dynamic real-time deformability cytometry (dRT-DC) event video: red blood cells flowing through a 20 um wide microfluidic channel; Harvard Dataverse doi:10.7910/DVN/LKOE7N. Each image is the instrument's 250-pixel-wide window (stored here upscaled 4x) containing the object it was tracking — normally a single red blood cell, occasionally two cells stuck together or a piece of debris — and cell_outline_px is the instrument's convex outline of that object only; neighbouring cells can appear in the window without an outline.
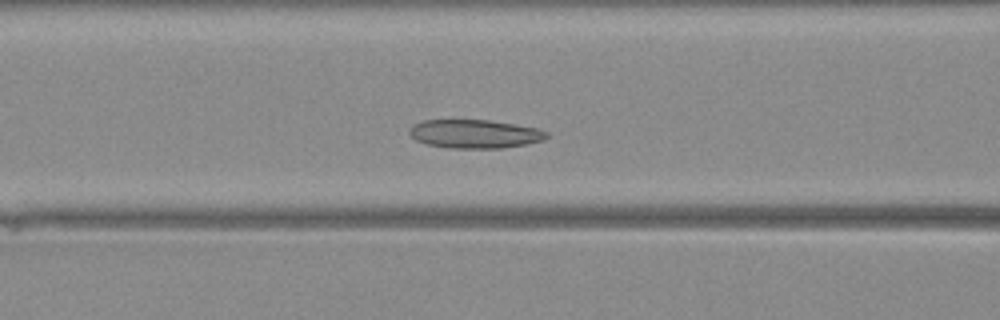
{"species": "Egyptian fruit bat (a non-hibernating species)", "species_latin": "Rousettus aegyptiacus", "temperature_condition": "warm", "stored_images_in_passage": 37, "camera_frame_rate_fps": 3000, "um_per_image_px": 0.085, "animal": {"sex": "female"}, "frame": {"image": 1, "passage_image": 11, "time_ms": 3.333, "image_size_px": [1000, 320], "cell_outline_px": [[548, 136], [544, 140], [528, 144], [500, 148], [448, 148], [424, 144], [416, 140], [408, 132], [412, 124], [424, 120], [488, 120], [536, 128], [548, 132]], "centroid_in_image_um": [40.32, 11.39], "position_along_channel_um": 126.3, "area_um2": 22.89}}
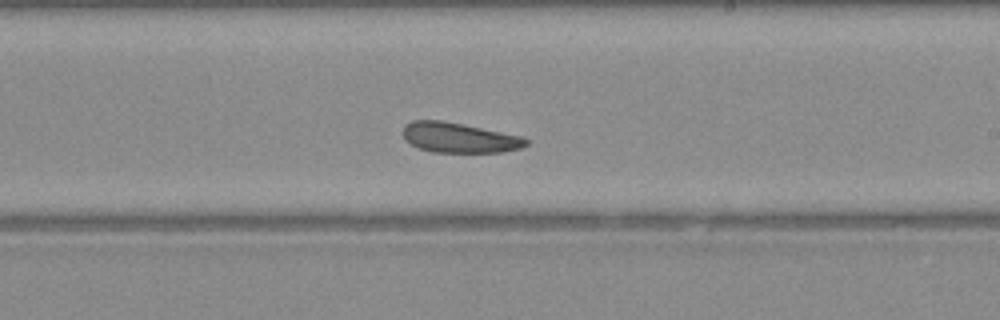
{"frame": {"image": 2, "passage_image": 19, "time_ms": 6.0, "image_size_px": [1000, 320], "cell_outline_px": [[528, 144], [520, 148], [500, 152], [432, 152], [420, 148], [404, 140], [404, 124], [412, 120], [444, 120], [524, 136], [528, 140]], "centroid_in_image_um": [39.04, 11.69], "position_along_channel_um": 250.0, "area_um2": 21.68}}
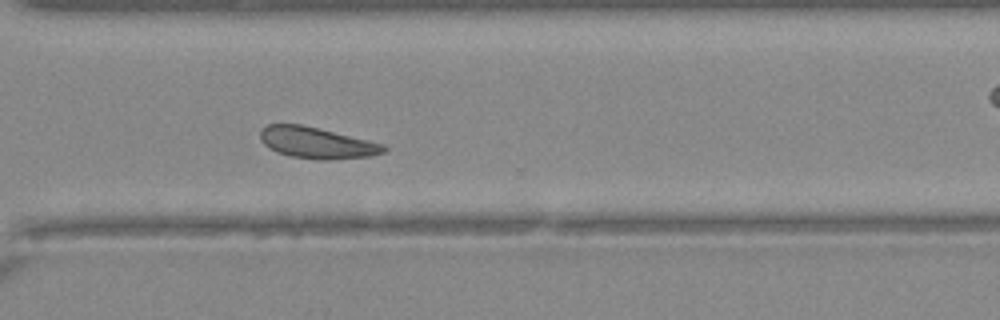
{"frame": {"image": 3, "passage_image": 25, "time_ms": 8.0, "image_size_px": [1000, 320], "cell_outline_px": [[388, 148], [384, 152], [372, 156], [328, 160], [316, 160], [292, 156], [276, 152], [268, 148], [260, 140], [260, 128], [268, 124], [300, 124], [384, 144]], "centroid_in_image_um": [26.89, 12.15], "position_along_channel_um": 343.7, "area_um2": 22.48}}